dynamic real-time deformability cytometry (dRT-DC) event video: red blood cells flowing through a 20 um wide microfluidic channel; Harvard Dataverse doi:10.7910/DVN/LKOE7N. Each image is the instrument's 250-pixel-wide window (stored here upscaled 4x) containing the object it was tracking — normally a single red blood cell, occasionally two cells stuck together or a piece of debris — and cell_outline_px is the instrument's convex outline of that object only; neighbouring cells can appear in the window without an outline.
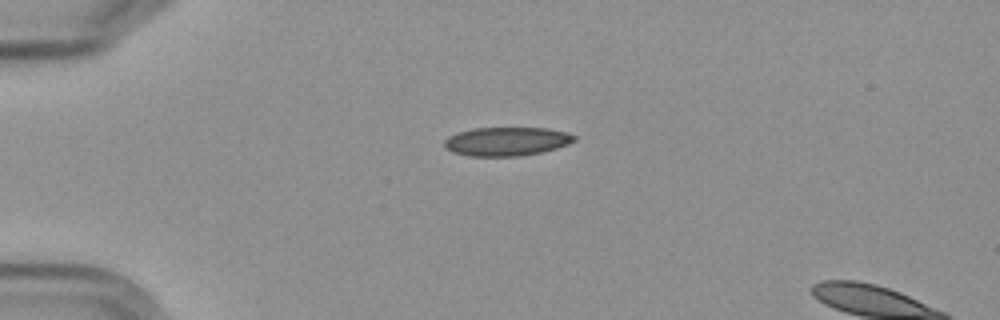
{"species": "Egyptian fruit bat (a non-hibernating species)", "species_latin": "Rousettus aegyptiacus", "temperature_condition": "cold", "stored_images_in_passage": 2, "camera_frame_rate_fps": 3000, "um_per_image_px": 0.085, "frame": {"image": 1, "passage_image": 1, "time_ms": 0.0, "image_size_px": [1000, 320], "cell_outline_px": [[576, 140], [568, 144], [556, 148], [540, 152], [516, 156], [468, 156], [452, 152], [444, 148], [444, 140], [448, 136], [472, 128], [548, 128], [564, 132], [576, 136]], "centroid_in_image_um": [43.02, 12.02], "position_along_channel_um": 42.0, "area_um2": 21.68}}